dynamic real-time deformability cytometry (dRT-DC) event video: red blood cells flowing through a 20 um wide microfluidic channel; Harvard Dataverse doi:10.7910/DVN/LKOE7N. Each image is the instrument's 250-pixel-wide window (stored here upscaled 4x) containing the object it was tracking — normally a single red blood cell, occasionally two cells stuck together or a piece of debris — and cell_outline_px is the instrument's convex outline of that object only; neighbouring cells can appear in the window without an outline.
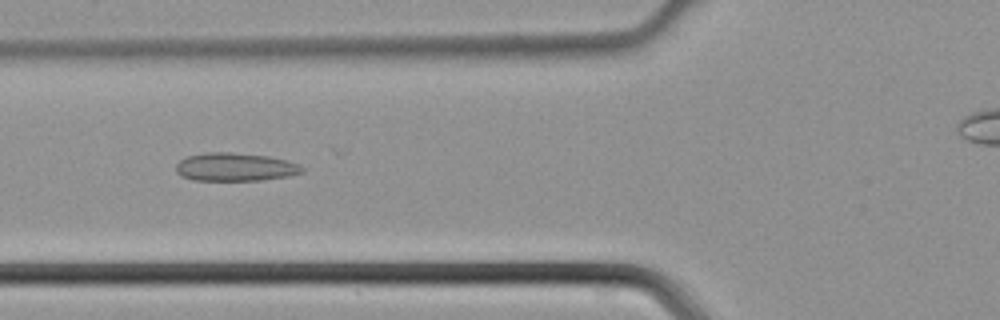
{"species": "common noctule bat (a hibernating species)", "species_latin": "Nyctalus noctula", "temperature_condition": "cold", "stored_images_in_passage": 38, "camera_frame_rate_fps": 3000, "um_per_image_px": 0.085, "animal": {"sex": "male", "body_mass_g": 21.5, "forearm_length_mm": 52.0}, "frame": {"image": 1, "passage_image": 15, "time_ms": 4.667, "image_size_px": [1000, 320], "cell_outline_px": [[304, 172], [288, 176], [260, 180], [192, 180], [180, 176], [176, 172], [176, 164], [180, 160], [188, 156], [208, 152], [232, 152], [268, 156], [300, 164], [304, 168]], "centroid_in_image_um": [19.98, 14.19], "position_along_channel_um": 105.8, "area_um2": 20.75}}
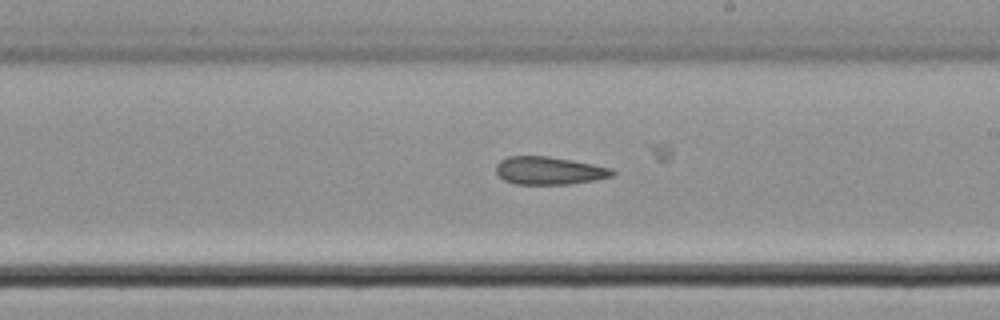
{"frame": {"image": 2, "passage_image": 24, "time_ms": 7.667, "image_size_px": [1000, 320], "cell_outline_px": [[616, 172], [612, 176], [572, 184], [516, 184], [504, 180], [496, 172], [496, 164], [500, 160], [508, 156], [548, 156], [572, 160], [612, 168]], "centroid_in_image_um": [46.66, 14.5], "position_along_channel_um": 242.3, "area_um2": 18.84}}
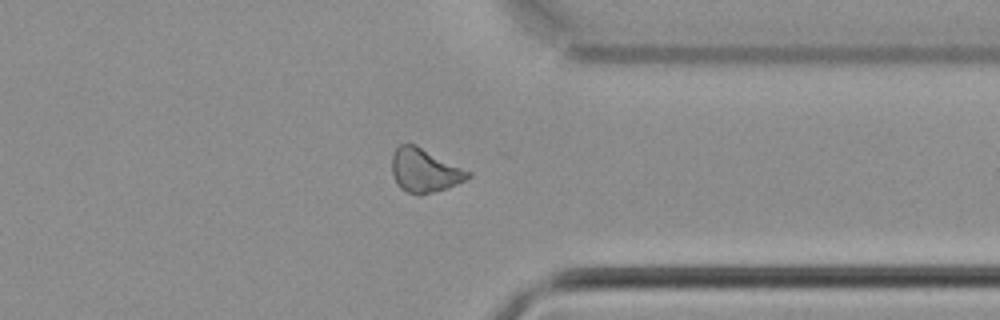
{"frame": {"image": 3, "passage_image": 33, "time_ms": 10.667, "image_size_px": [1000, 320], "cell_outline_px": [[472, 176], [448, 188], [420, 196], [408, 192], [400, 188], [396, 184], [392, 172], [392, 152], [400, 144], [416, 144], [472, 172]], "centroid_in_image_um": [36.08, 14.49], "position_along_channel_um": 375.3, "area_um2": 19.59}}